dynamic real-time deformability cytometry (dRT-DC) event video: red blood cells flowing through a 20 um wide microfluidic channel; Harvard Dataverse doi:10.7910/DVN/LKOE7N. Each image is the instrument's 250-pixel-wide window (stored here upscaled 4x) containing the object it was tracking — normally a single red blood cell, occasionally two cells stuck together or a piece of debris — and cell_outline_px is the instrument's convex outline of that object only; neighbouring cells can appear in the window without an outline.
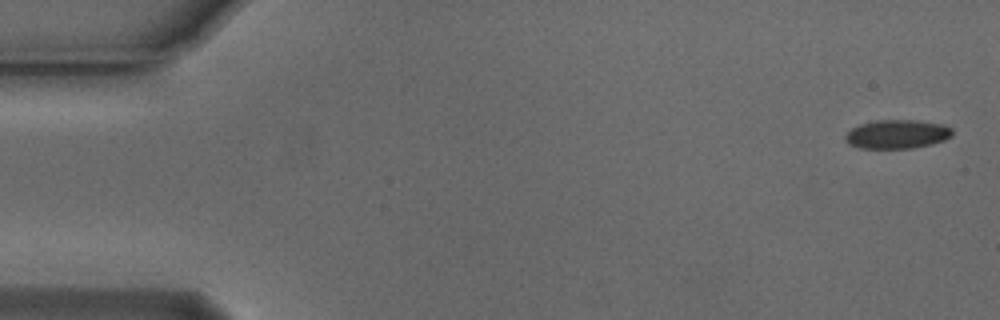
{"species": "Egyptian fruit bat (a non-hibernating species)", "species_latin": "Rousettus aegyptiacus", "temperature_condition": "cold", "stored_images_in_passage": 54, "camera_frame_rate_fps": 3000, "um_per_image_px": 0.085, "animal": {"sex": "male"}, "frame": {"image": 1, "passage_image": 1, "time_ms": 0.0, "image_size_px": [1000, 320], "cell_outline_px": [[952, 136], [944, 140], [932, 144], [912, 148], [860, 148], [848, 144], [844, 140], [844, 136], [852, 128], [860, 124], [876, 120], [916, 120], [944, 124], [952, 128]], "centroid_in_image_um": [76.25, 11.4], "position_along_channel_um": 8.7, "area_um2": 18.09}}
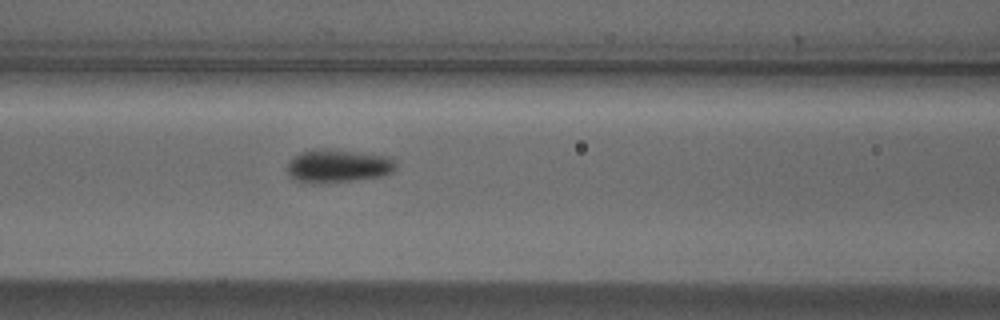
{"frame": {"image": 2, "passage_image": 22, "time_ms": 7.0, "image_size_px": [1000, 320], "cell_outline_px": [[396, 168], [392, 172], [384, 176], [352, 180], [296, 180], [288, 172], [288, 160], [292, 156], [300, 152], [312, 148], [324, 148], [388, 156], [396, 160]], "centroid_in_image_um": [28.78, 14.04], "position_along_channel_um": 137.8, "area_um2": 20.4}}
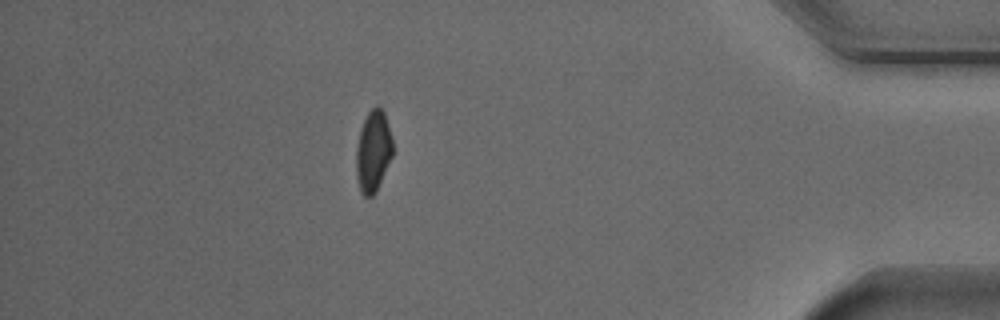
{"frame": {"image": 3, "passage_image": 47, "time_ms": 15.333, "image_size_px": [1000, 320], "cell_outline_px": [[392, 156], [376, 192], [372, 196], [364, 196], [360, 192], [356, 176], [356, 148], [360, 128], [368, 112], [376, 104], [380, 104], [384, 112], [392, 140]], "centroid_in_image_um": [31.7, 12.84], "position_along_channel_um": 403.5, "area_um2": 17.4}, "authors_computed_cell_mechanics": {"area_um2": 18.7272, "velocity_mm_per_s": 3.7597, "shape_relaxation_time_tau1_ms": 2.4295, "shape_relaxation_time_tau2_ms": null, "deformation_change_tau1": 0.081, "deformation_change_tau2": null}}